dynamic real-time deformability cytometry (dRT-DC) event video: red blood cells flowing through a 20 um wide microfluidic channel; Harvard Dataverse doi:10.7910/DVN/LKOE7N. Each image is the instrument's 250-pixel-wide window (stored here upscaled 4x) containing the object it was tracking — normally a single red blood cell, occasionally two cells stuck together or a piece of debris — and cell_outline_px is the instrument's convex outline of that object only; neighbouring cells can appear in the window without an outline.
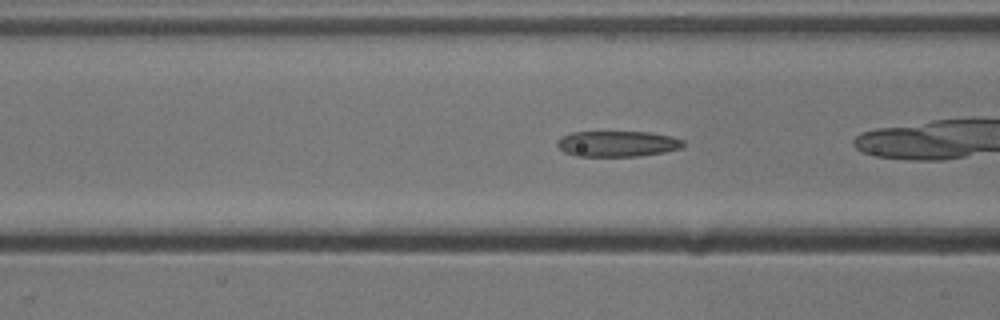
{"species": "common noctule bat (a hibernating species)", "species_latin": "Nyctalus noctula", "temperature_condition": "cold", "stored_images_in_passage": 50, "camera_frame_rate_fps": 3000, "um_per_image_px": 0.085, "animal": {"sex": "male", "body_mass_g": 13.3}, "frame": {"image": 1, "passage_image": 17, "time_ms": 5.333, "image_size_px": [1000, 320], "cell_outline_px": [[684, 144], [680, 148], [664, 152], [640, 156], [576, 156], [564, 152], [556, 144], [556, 140], [560, 136], [572, 132], [648, 132], [672, 136], [684, 140]], "centroid_in_image_um": [52.45, 12.22], "position_along_channel_um": 114.1, "area_um2": 19.02}}
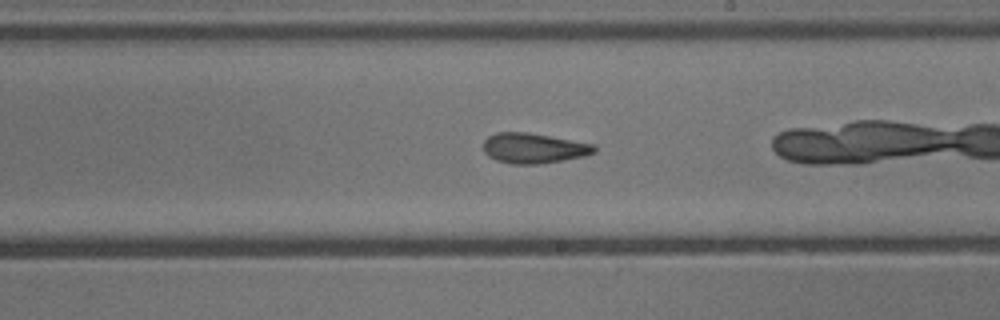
{"frame": {"image": 2, "passage_image": 27, "time_ms": 8.667, "image_size_px": [1000, 320], "cell_outline_px": [[596, 152], [584, 156], [540, 164], [512, 164], [496, 160], [488, 156], [484, 152], [484, 140], [488, 136], [496, 132], [528, 132], [596, 144]], "centroid_in_image_um": [45.37, 12.59], "position_along_channel_um": 243.6, "area_um2": 19.65}}
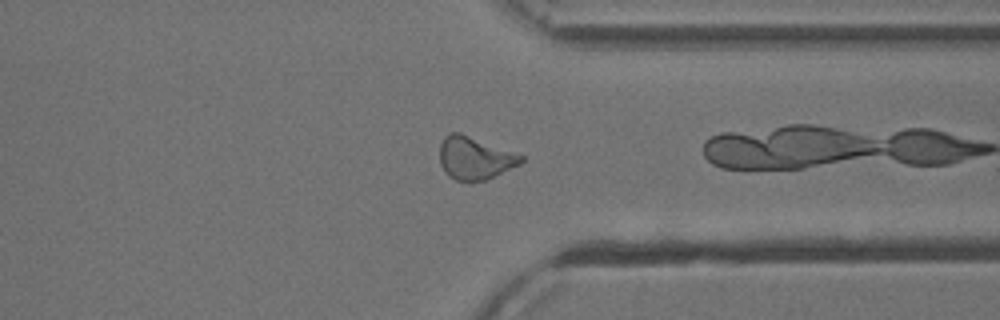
{"frame": {"image": 3, "passage_image": 37, "time_ms": 12.0, "image_size_px": [1000, 320], "cell_outline_px": [[524, 160], [520, 164], [484, 180], [456, 180], [448, 176], [440, 164], [440, 144], [444, 136], [452, 132], [460, 132], [524, 156]], "centroid_in_image_um": [40.33, 13.41], "position_along_channel_um": 371.1, "area_um2": 19.94}, "authors_computed_cell_mechanics": {"area_um2": 19.941, "velocity_mm_per_s": 3.8815, "shape_relaxation_time_tau1_ms": 9.1587, "shape_relaxation_time_tau2_ms": 3.3637, "deformation_change_tau1": 0.2278, "deformation_change_tau2": 0.1178}}